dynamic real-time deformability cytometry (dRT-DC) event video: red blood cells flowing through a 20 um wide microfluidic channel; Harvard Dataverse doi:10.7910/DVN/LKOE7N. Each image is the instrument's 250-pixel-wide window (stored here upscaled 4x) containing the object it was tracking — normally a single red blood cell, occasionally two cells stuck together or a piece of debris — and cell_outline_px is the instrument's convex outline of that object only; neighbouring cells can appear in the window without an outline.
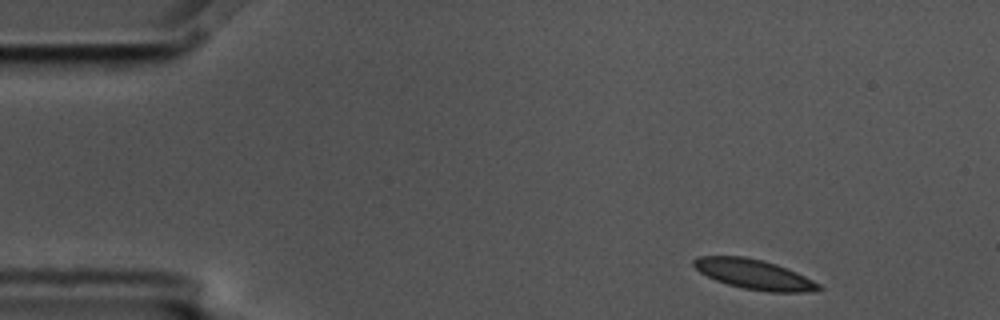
{"species": "common noctule bat (a hibernating species)", "species_latin": "Nyctalus noctula", "temperature_condition": "cold", "stored_images_in_passage": 6, "camera_frame_rate_fps": 3000, "um_per_image_px": 0.085, "animal": {"sex": "male", "body_mass_g": 17.5, "forearm_length_mm": 52.3}, "frame": {"image": 1, "passage_image": 1, "time_ms": 0.0, "image_size_px": [1000, 320], "cell_outline_px": [[824, 288], [808, 292], [768, 292], [744, 288], [728, 284], [716, 280], [700, 272], [692, 264], [692, 260], [696, 256], [744, 256], [764, 260], [776, 264], [796, 272], [820, 284]], "centroid_in_image_um": [64.08, 23.31], "position_along_channel_um": 20.9, "area_um2": 21.68}}